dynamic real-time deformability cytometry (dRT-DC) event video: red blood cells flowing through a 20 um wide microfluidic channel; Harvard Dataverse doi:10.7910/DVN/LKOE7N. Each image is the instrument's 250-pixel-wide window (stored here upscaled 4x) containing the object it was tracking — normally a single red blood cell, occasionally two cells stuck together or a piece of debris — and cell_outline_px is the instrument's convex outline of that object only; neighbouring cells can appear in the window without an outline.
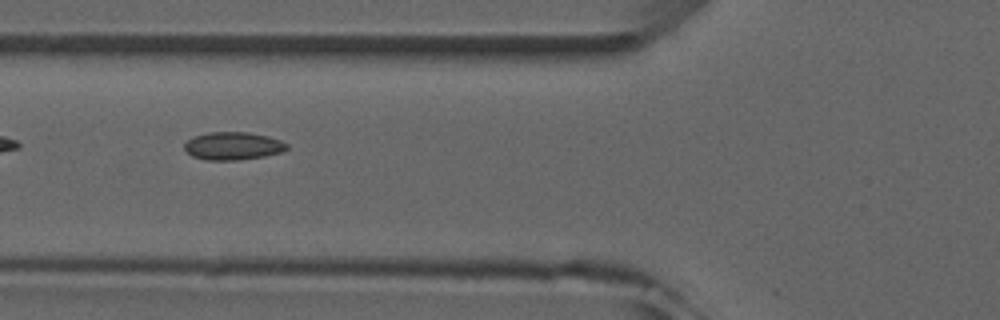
{"species": "common noctule bat (a hibernating species)", "species_latin": "Nyctalus noctula", "temperature_condition": "room temperature", "stored_images_in_passage": 10, "camera_frame_rate_fps": 3000, "um_per_image_px": 0.085, "animal": {"sex": "male", "forearm_length_mm": 52.5}, "frame": {"image": 1, "passage_image": 6, "time_ms": 5.667, "image_size_px": [1000, 320], "cell_outline_px": [[288, 148], [284, 152], [264, 156], [236, 160], [208, 160], [192, 156], [184, 148], [184, 144], [192, 136], [208, 132], [248, 132], [268, 136], [280, 140], [288, 144]], "centroid_in_image_um": [19.81, 12.4], "position_along_channel_um": 106.0, "area_um2": 16.7}}
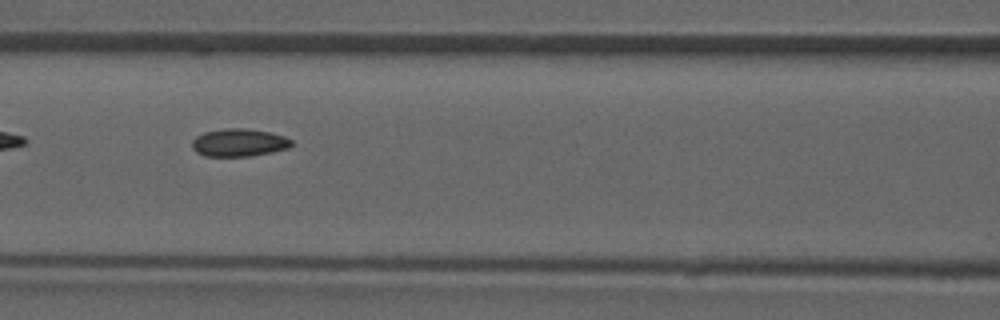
{"frame": {"image": 2, "passage_image": 7, "time_ms": 6.667, "image_size_px": [1000, 320], "cell_outline_px": [[292, 144], [288, 148], [272, 152], [248, 156], [204, 156], [196, 152], [192, 148], [192, 140], [196, 136], [204, 132], [228, 128], [244, 128], [268, 132], [284, 136], [292, 140]], "centroid_in_image_um": [20.29, 12.12], "position_along_channel_um": 146.3, "area_um2": 16.01}}